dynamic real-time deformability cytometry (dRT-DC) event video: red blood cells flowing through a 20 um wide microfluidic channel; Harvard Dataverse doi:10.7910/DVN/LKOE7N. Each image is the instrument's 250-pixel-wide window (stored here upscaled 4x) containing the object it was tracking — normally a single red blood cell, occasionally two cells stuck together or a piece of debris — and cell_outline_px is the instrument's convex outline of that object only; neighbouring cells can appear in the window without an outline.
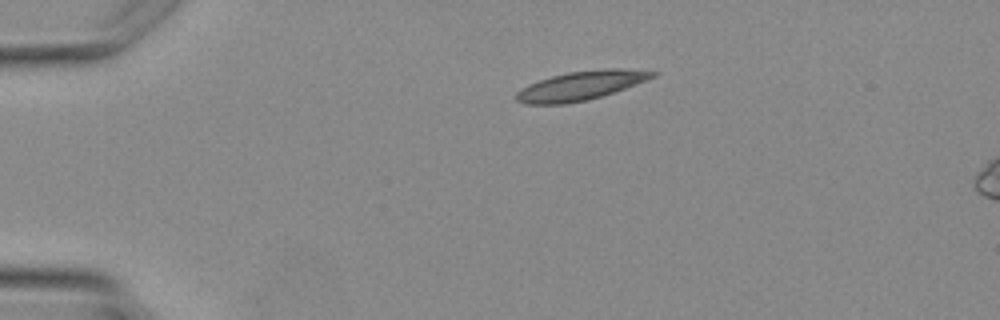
{"species": "Egyptian fruit bat (a non-hibernating species)", "species_latin": "Rousettus aegyptiacus", "temperature_condition": "warm", "stored_images_in_passage": 1, "camera_frame_rate_fps": 3000, "um_per_image_px": 0.085, "animal": {"sex": "female"}, "frame": {"image": 1, "passage_image": 1, "time_ms": 0.0, "image_size_px": [1000, 320], "cell_outline_px": [[660, 72], [656, 76], [636, 84], [588, 100], [564, 104], [524, 104], [516, 100], [516, 92], [528, 84], [552, 76], [568, 72], [604, 68], [612, 68]], "centroid_in_image_um": [49.34, 7.28], "position_along_channel_um": 35.7, "area_um2": 22.77}}